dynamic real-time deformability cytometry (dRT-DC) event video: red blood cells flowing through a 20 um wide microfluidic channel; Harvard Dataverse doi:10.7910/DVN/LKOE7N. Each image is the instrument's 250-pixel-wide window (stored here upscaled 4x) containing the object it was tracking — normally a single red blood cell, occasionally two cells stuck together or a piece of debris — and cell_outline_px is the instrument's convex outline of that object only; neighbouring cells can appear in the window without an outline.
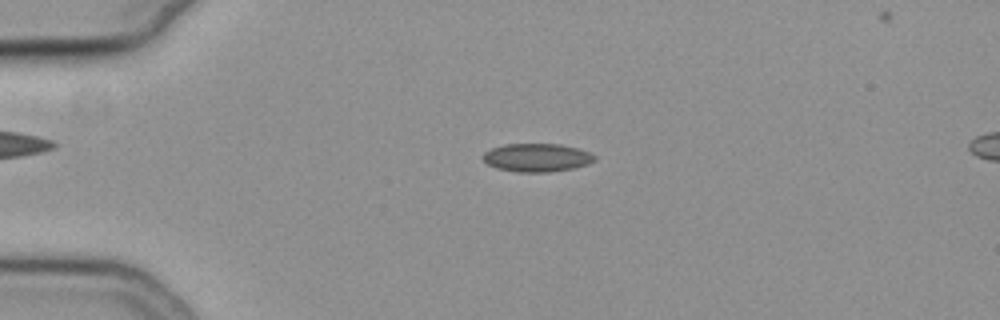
{"species": "common noctule bat (a hibernating species)", "species_latin": "Nyctalus noctula", "temperature_condition": "cold", "stored_images_in_passage": 54, "camera_frame_rate_fps": 3000, "um_per_image_px": 0.085, "animal": {"sex": "female", "body_mass_g": 19.3, "forearm_length_mm": 54.1}, "frame": {"image": 1, "passage_image": 13, "time_ms": 4.0, "image_size_px": [1000, 320], "cell_outline_px": [[596, 160], [588, 164], [572, 168], [548, 172], [516, 172], [496, 168], [488, 164], [484, 160], [484, 152], [492, 148], [504, 144], [560, 144], [576, 148], [588, 152], [596, 156]], "centroid_in_image_um": [45.63, 13.4], "position_along_channel_um": 39.4, "area_um2": 18.26}}
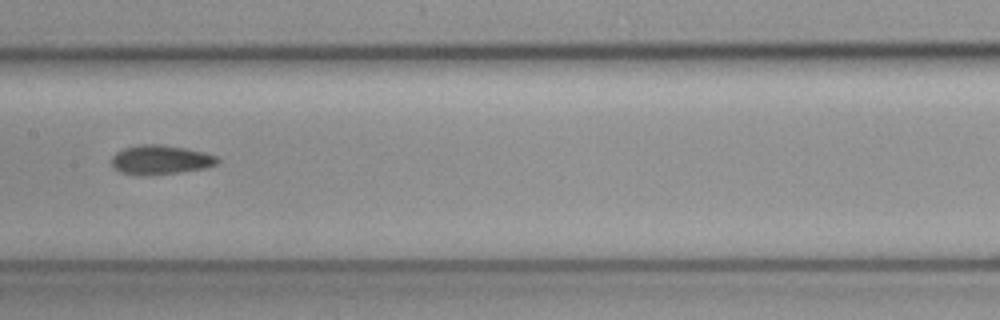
{"frame": {"image": 2, "passage_image": 28, "time_ms": 9.0, "image_size_px": [1000, 320], "cell_outline_px": [[220, 160], [216, 164], [204, 168], [180, 172], [148, 176], [144, 176], [120, 172], [112, 168], [112, 156], [116, 152], [124, 148], [136, 144], [160, 144], [184, 148], [204, 152], [216, 156]], "centroid_in_image_um": [13.6, 13.58], "position_along_channel_um": 193.8, "area_um2": 18.21}}
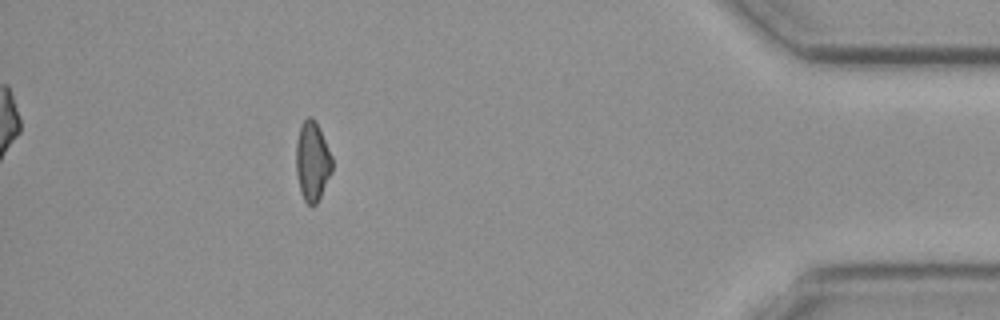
{"frame": {"image": 3, "passage_image": 49, "time_ms": 16.0, "image_size_px": [1000, 320], "cell_outline_px": [[332, 172], [316, 204], [312, 208], [304, 200], [300, 192], [296, 172], [296, 140], [300, 128], [304, 120], [308, 116], [312, 116], [316, 120], [332, 156]], "centroid_in_image_um": [26.54, 13.71], "position_along_channel_um": 408.7, "area_um2": 16.82}, "authors_computed_cell_mechanics": {"area_um2": 17.6001, "velocity_mm_per_s": 3.8188, "shape_relaxation_time_tau1_ms": null, "shape_relaxation_time_tau2_ms": 5.3316, "deformation_change_tau1": null, "deformation_change_tau2": 0.1143}}